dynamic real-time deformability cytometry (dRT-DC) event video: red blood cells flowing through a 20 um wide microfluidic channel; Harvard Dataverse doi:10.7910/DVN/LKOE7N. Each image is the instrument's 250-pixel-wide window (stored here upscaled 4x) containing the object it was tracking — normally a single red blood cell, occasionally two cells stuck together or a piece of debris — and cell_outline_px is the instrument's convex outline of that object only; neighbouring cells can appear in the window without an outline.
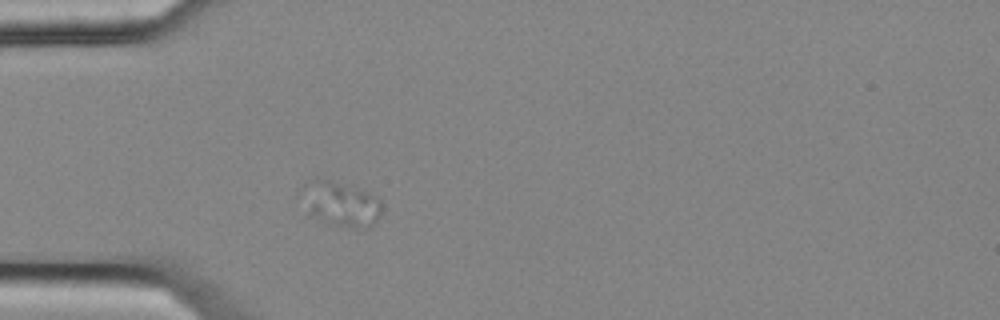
{"species": "common noctule bat (a hibernating species)", "species_latin": "Nyctalus noctula", "temperature_condition": "cold", "stored_images_in_passage": 3, "camera_frame_rate_fps": 3000, "um_per_image_px": 0.085, "animal": {"sex": "female", "body_mass_g": 25.1}, "frame": {"image": 1, "passage_image": 3, "time_ms": 0.667, "image_size_px": [1000, 320], "cell_outline_px": [[380, 216], [368, 228], [352, 228], [332, 224], [308, 212], [296, 196], [296, 192], [304, 184], [316, 176], [352, 184], [376, 196], [380, 200]], "centroid_in_image_um": [28.86, 17.24], "position_along_channel_um": 56.1, "area_um2": 21.79}}